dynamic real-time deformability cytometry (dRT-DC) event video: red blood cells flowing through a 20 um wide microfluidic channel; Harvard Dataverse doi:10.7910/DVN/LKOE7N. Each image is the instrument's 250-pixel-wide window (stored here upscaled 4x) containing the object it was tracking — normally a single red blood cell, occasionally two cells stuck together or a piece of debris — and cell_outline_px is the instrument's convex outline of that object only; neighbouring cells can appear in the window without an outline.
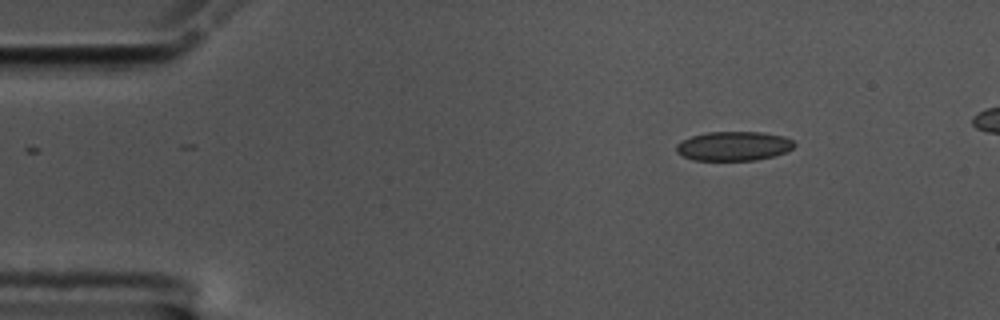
{"species": "common noctule bat (a hibernating species)", "species_latin": "Nyctalus noctula", "temperature_condition": "cold", "stored_images_in_passage": 48, "camera_frame_rate_fps": 3000, "um_per_image_px": 0.085, "animal": {"sex": "male", "body_mass_g": 17.5, "forearm_length_mm": 52.3}, "frame": {"image": 1, "passage_image": 1, "time_ms": 0.0, "image_size_px": [1000, 320], "cell_outline_px": [[796, 144], [792, 148], [784, 152], [772, 156], [756, 160], [692, 160], [676, 152], [676, 144], [692, 136], [708, 132], [764, 132], [784, 136], [792, 140]], "centroid_in_image_um": [62.36, 12.41], "position_along_channel_um": 22.6, "area_um2": 20.0}}
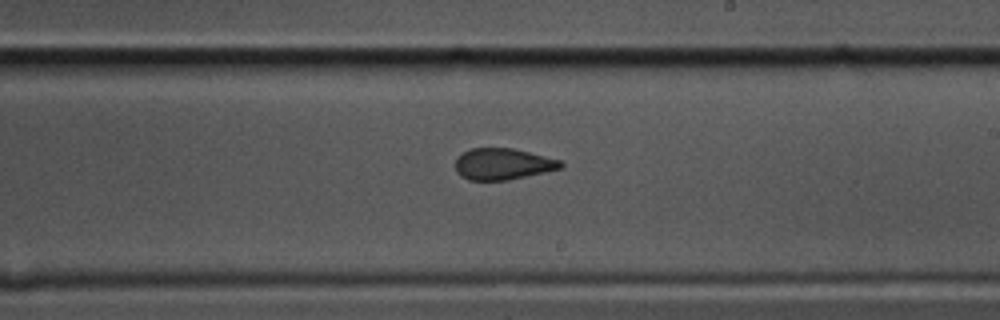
{"frame": {"image": 2, "passage_image": 26, "time_ms": 8.333, "image_size_px": [1000, 320], "cell_outline_px": [[564, 164], [560, 168], [544, 172], [508, 180], [468, 180], [460, 176], [456, 172], [456, 156], [472, 148], [512, 148], [560, 160]], "centroid_in_image_um": [42.69, 13.94], "position_along_channel_um": 246.3, "area_um2": 19.13}}
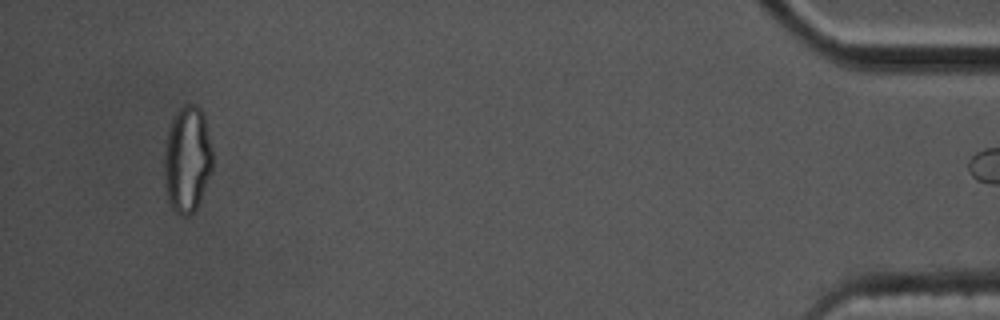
{"frame": {"image": 3, "passage_image": 47, "time_ms": 15.333, "image_size_px": [1000, 320], "cell_outline_px": [[212, 172], [200, 200], [196, 208], [188, 216], [180, 216], [172, 208], [168, 200], [164, 176], [164, 152], [168, 128], [176, 112], [184, 104], [192, 104], [200, 108], [204, 116], [212, 148]], "centroid_in_image_um": [15.91, 13.55], "position_along_channel_um": 419.3, "area_um2": 30.11}}